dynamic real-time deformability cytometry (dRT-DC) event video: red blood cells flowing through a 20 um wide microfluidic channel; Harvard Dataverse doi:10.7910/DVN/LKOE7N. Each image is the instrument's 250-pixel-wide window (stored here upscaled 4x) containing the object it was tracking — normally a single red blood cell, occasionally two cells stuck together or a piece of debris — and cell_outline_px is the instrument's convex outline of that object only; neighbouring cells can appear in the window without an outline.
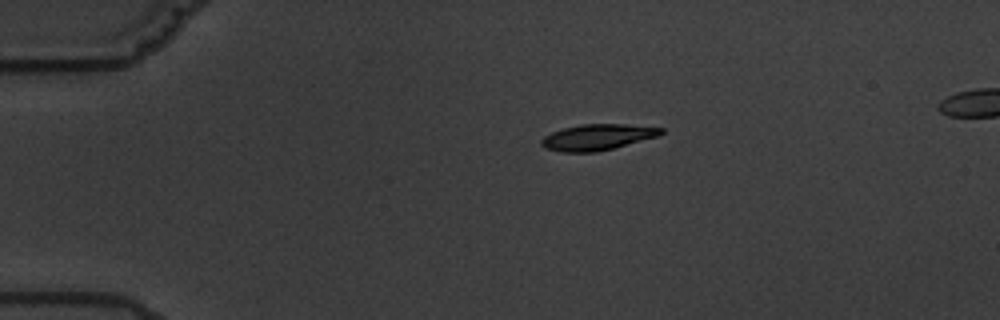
{"species": "common noctule bat (a hibernating species)", "species_latin": "Nyctalus noctula", "temperature_condition": "warm", "stored_images_in_passage": 4, "camera_frame_rate_fps": 3000, "um_per_image_px": 0.085, "animal": {"sex": "male", "body_mass_g": 19.5, "forearm_length_mm": 54.6}, "frame": {"image": 1, "passage_image": 1, "time_ms": 0.0, "image_size_px": [1000, 320], "cell_outline_px": [[664, 132], [660, 136], [596, 152], [560, 152], [544, 148], [540, 144], [540, 140], [544, 136], [552, 132], [564, 128], [580, 124], [624, 124], [664, 128]], "centroid_in_image_um": [50.77, 11.66], "position_along_channel_um": 34.2, "area_um2": 18.15}}